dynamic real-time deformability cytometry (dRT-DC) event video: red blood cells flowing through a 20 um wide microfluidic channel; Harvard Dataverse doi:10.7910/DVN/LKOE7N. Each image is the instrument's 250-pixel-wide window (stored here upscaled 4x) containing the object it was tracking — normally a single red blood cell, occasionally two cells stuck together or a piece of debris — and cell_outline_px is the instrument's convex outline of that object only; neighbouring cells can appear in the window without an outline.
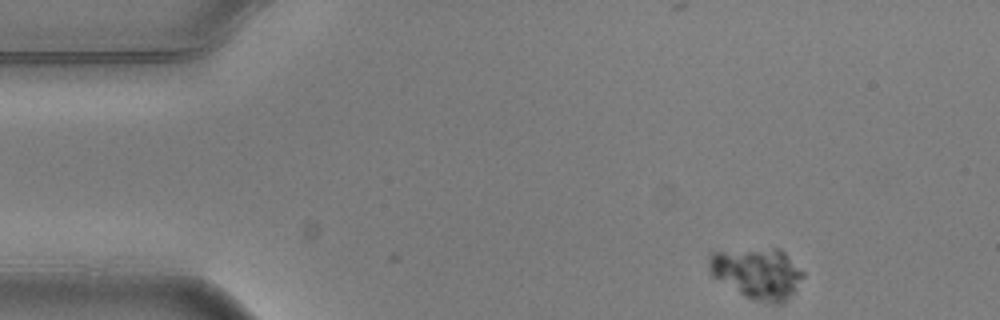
{"species": "common noctule bat (a hibernating species)", "species_latin": "Nyctalus noctula", "temperature_condition": "warm", "stored_images_in_passage": 3, "camera_frame_rate_fps": 3000, "um_per_image_px": 0.085, "animal": {"sex": "male", "body_mass_g": 20.5, "forearm_length_mm": 52.5}, "frame": {"image": 1, "passage_image": 1, "time_ms": 0.0, "image_size_px": [1000, 320], "cell_outline_px": [[804, 276], [796, 292], [784, 304], [772, 304], [744, 296], [712, 276], [708, 268], [708, 256], [712, 252], [772, 248], [780, 248], [804, 272]], "centroid_in_image_um": [64.41, 23.25], "position_along_channel_um": 20.6, "area_um2": 28.15}}